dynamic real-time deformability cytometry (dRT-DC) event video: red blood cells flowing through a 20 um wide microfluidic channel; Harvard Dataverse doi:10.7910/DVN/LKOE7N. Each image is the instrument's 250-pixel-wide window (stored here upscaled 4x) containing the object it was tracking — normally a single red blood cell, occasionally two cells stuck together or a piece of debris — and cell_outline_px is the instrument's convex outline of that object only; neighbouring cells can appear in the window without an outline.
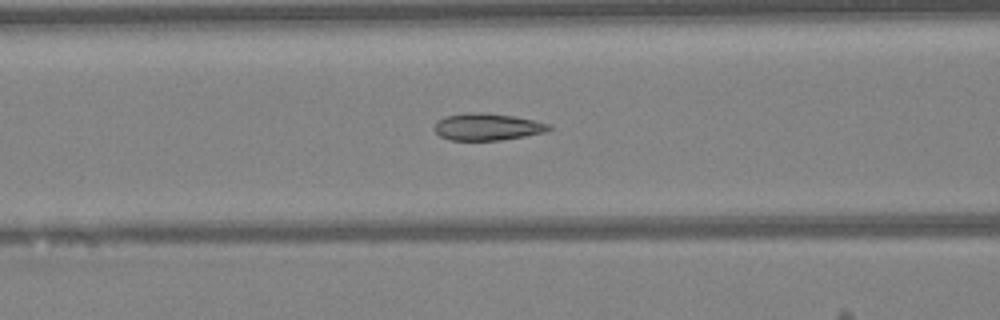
{"species": "Egyptian fruit bat (a non-hibernating species)", "species_latin": "Rousettus aegyptiacus", "temperature_condition": "warm", "stored_images_in_passage": 39, "camera_frame_rate_fps": 3000, "um_per_image_px": 0.085, "animal": {"sex": "female"}, "frame": {"image": 1, "passage_image": 11, "time_ms": 3.333, "image_size_px": [1000, 320], "cell_outline_px": [[552, 128], [548, 132], [500, 140], [452, 140], [440, 136], [432, 128], [436, 120], [444, 116], [468, 112], [484, 112], [516, 116], [552, 124]], "centroid_in_image_um": [41.43, 10.76], "position_along_channel_um": 125.2, "area_um2": 18.38}}
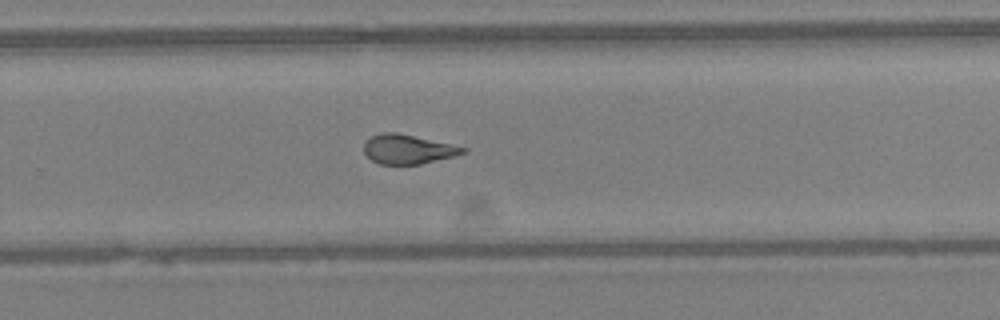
{"frame": {"image": 2, "passage_image": 23, "time_ms": 7.333, "image_size_px": [1000, 320], "cell_outline_px": [[468, 152], [420, 164], [380, 164], [372, 160], [364, 152], [364, 144], [372, 136], [380, 132], [396, 132], [452, 144], [468, 148]], "centroid_in_image_um": [34.68, 12.67], "position_along_channel_um": 295.1, "area_um2": 16.76}}
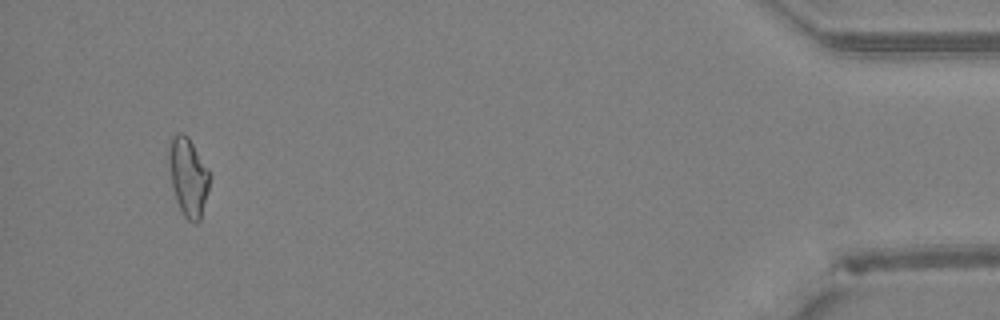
{"frame": {"image": 3, "passage_image": 37, "time_ms": 12.0, "image_size_px": [1000, 320], "cell_outline_px": [[212, 176], [200, 220], [196, 224], [188, 220], [184, 216], [176, 200], [172, 188], [168, 164], [168, 152], [172, 136], [176, 132], [184, 132], [188, 136], [208, 168]], "centroid_in_image_um": [16.0, 15.01], "position_along_channel_um": 419.2, "area_um2": 18.96}, "authors_computed_cell_mechanics": {"area_um2": 17.8602, "velocity_mm_per_s": 4.2683, "shape_relaxation_time_tau1_ms": null, "shape_relaxation_time_tau2_ms": 1.8549, "deformation_change_tau1": null, "deformation_change_tau2": 0.0757}}